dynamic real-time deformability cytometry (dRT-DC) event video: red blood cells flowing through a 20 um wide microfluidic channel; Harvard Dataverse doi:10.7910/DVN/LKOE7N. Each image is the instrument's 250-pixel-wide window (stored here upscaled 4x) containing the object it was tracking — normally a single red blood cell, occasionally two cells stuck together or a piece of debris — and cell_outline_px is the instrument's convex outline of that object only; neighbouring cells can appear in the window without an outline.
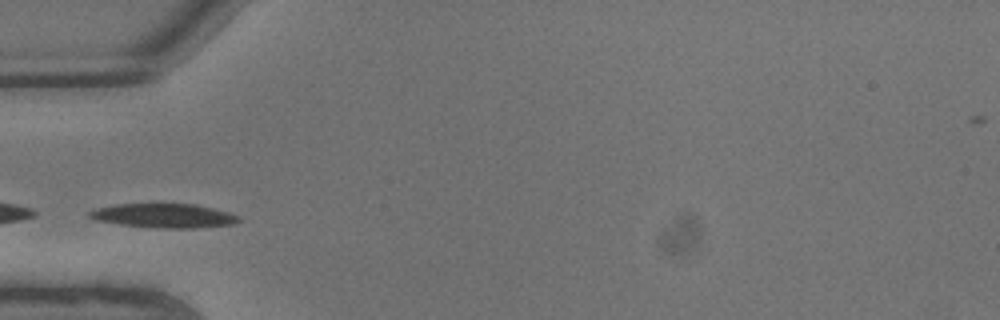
{"species": "common noctule bat (a hibernating species)", "species_latin": "Nyctalus noctula", "temperature_condition": "warm", "stored_images_in_passage": 5, "camera_frame_rate_fps": 3000, "um_per_image_px": 0.085, "animal": {"sex": "male", "body_mass_g": 13.3}, "frame": {"image": 1, "passage_image": 3, "time_ms": 0.667, "image_size_px": [1000, 320], "cell_outline_px": [[240, 220], [236, 224], [196, 228], [156, 228], [120, 224], [96, 220], [88, 216], [88, 212], [96, 208], [116, 204], [192, 204], [212, 208], [228, 212], [240, 216]], "centroid_in_image_um": [13.95, 18.34], "position_along_channel_um": 71.1, "area_um2": 20.98}}
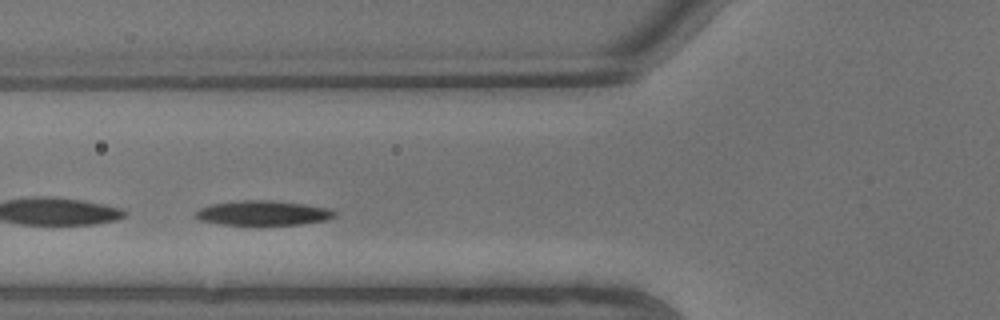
{"frame": {"image": 2, "passage_image": 4, "time_ms": 1.0, "image_size_px": [1000, 320], "cell_outline_px": [[336, 216], [328, 220], [304, 224], [220, 224], [196, 220], [192, 216], [200, 208], [212, 204], [240, 200], [272, 200], [304, 204], [328, 208], [336, 212]], "centroid_in_image_um": [22.34, 18.1], "position_along_channel_um": 103.5, "area_um2": 20.06}}